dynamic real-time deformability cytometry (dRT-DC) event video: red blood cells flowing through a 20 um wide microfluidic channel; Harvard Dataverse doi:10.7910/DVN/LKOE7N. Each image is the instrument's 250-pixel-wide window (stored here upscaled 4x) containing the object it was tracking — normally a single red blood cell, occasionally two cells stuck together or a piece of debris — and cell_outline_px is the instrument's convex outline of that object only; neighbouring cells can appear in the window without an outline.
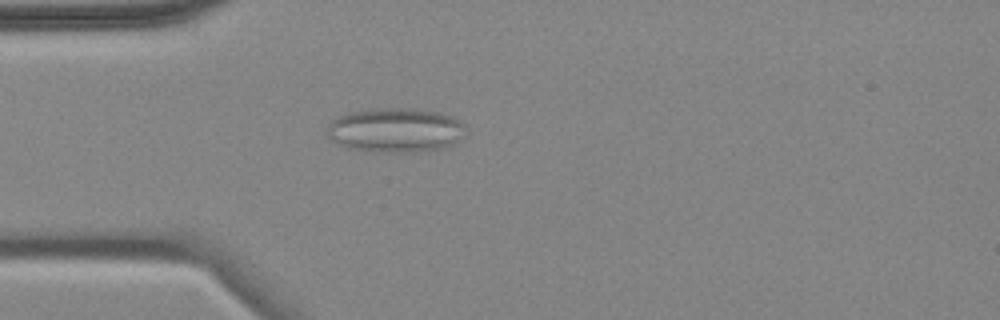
{"species": "common noctule bat (a hibernating species)", "species_latin": "Nyctalus noctula", "temperature_condition": "cold", "stored_images_in_passage": 4, "camera_frame_rate_fps": 3000, "um_per_image_px": 0.085, "animal": {"sex": "female", "body_mass_g": 18.4}, "frame": {"image": 1, "passage_image": 4, "time_ms": 3.667, "image_size_px": [1000, 320], "cell_outline_px": [[464, 136], [452, 144], [440, 148], [416, 152], [388, 152], [348, 148], [328, 136], [328, 124], [336, 116], [348, 112], [376, 108], [408, 108], [436, 112], [452, 116], [460, 120], [464, 124]], "centroid_in_image_um": [33.62, 11.04], "position_along_channel_um": 51.4, "area_um2": 35.6}}